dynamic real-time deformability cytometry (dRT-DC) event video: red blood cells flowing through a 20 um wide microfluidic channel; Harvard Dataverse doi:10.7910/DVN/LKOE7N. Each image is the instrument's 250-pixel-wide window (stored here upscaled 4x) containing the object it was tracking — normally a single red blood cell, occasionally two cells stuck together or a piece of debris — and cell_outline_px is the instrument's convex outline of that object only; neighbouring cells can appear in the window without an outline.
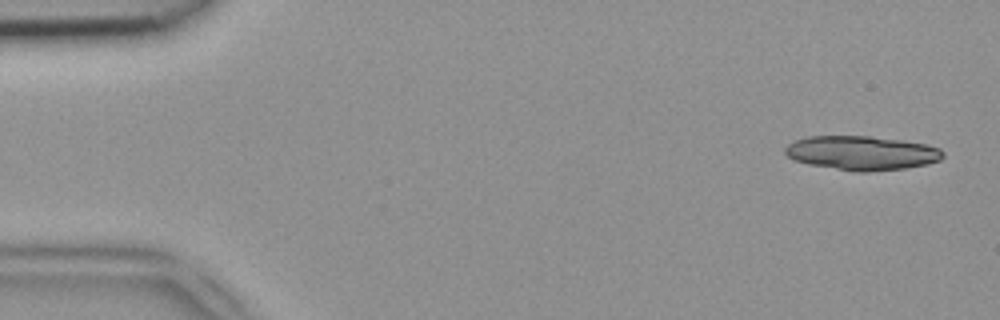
{"species": "common noctule bat (a hibernating species)", "species_latin": "Nyctalus noctula", "temperature_condition": "room temperature", "stored_images_in_passage": 13, "camera_frame_rate_fps": 3000, "um_per_image_px": 0.085, "animal": {"sex": "female", "body_mass_g": 18.4}, "frame": {"image": 1, "passage_image": 2, "time_ms": 0.333, "image_size_px": [1000, 320], "cell_outline_px": [[944, 156], [940, 160], [928, 164], [904, 168], [868, 172], [856, 172], [808, 164], [792, 160], [784, 152], [784, 148], [792, 140], [808, 136], [872, 136], [928, 144], [940, 148], [944, 152]], "centroid_in_image_um": [73.23, 13.0], "position_along_channel_um": 11.8, "area_um2": 31.73}}